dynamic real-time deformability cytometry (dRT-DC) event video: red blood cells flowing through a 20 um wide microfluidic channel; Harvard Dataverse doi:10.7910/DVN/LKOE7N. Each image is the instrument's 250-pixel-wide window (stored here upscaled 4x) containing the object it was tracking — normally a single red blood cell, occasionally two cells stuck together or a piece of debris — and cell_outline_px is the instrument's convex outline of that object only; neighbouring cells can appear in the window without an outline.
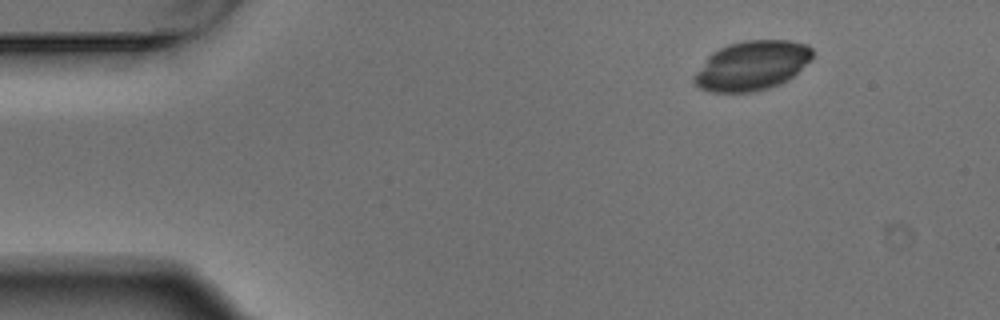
{"species": "Egyptian fruit bat (a non-hibernating species)", "species_latin": "Rousettus aegyptiacus", "temperature_condition": "warm", "stored_images_in_passage": 3, "camera_frame_rate_fps": 3000, "um_per_image_px": 0.085, "animal": {"sex": "male"}, "frame": {"image": 1, "passage_image": 1, "time_ms": 0.0, "image_size_px": [1000, 320], "cell_outline_px": [[812, 60], [792, 76], [780, 84], [768, 88], [752, 92], [712, 92], [700, 88], [692, 80], [692, 76], [708, 56], [712, 52], [728, 44], [744, 40], [788, 40], [808, 44], [812, 48]], "centroid_in_image_um": [63.91, 5.57], "position_along_channel_um": 21.1, "area_um2": 34.16}}